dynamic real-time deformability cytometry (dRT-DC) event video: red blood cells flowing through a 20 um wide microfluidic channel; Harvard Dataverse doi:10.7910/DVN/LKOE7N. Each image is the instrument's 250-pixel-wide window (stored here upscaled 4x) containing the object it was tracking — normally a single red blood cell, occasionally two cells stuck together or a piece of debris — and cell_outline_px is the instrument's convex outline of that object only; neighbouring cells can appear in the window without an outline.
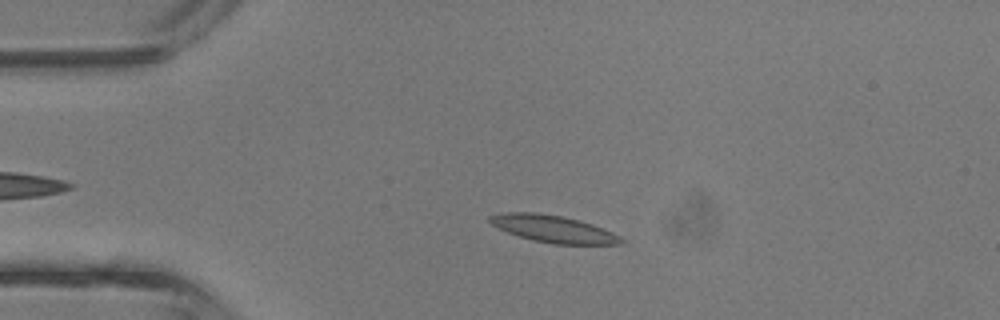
{"species": "common noctule bat (a hibernating species)", "species_latin": "Nyctalus noctula", "temperature_condition": "room temperature", "stored_images_in_passage": 33, "camera_frame_rate_fps": 3000, "um_per_image_px": 0.085, "animal": {"sex": "male", "body_mass_g": 13.3}, "frame": {"image": 1, "passage_image": 1, "time_ms": 0.0, "image_size_px": [1000, 320], "cell_outline_px": [[624, 240], [620, 244], [552, 244], [532, 240], [508, 232], [492, 224], [488, 220], [488, 216], [504, 212], [536, 212], [564, 216], [592, 224], [612, 232], [620, 236]], "centroid_in_image_um": [47.02, 19.45], "position_along_channel_um": 38.0, "area_um2": 20.63}}
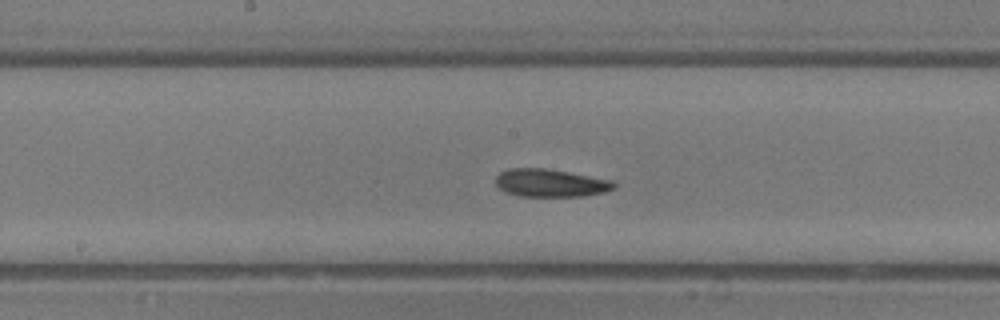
{"frame": {"image": 2, "passage_image": 13, "time_ms": 4.0, "image_size_px": [1000, 320], "cell_outline_px": [[616, 188], [604, 192], [584, 196], [516, 196], [500, 188], [496, 184], [496, 176], [500, 172], [508, 168], [544, 168], [568, 172], [612, 180], [616, 184]], "centroid_in_image_um": [46.8, 15.55], "position_along_channel_um": 201.4, "area_um2": 19.13}}
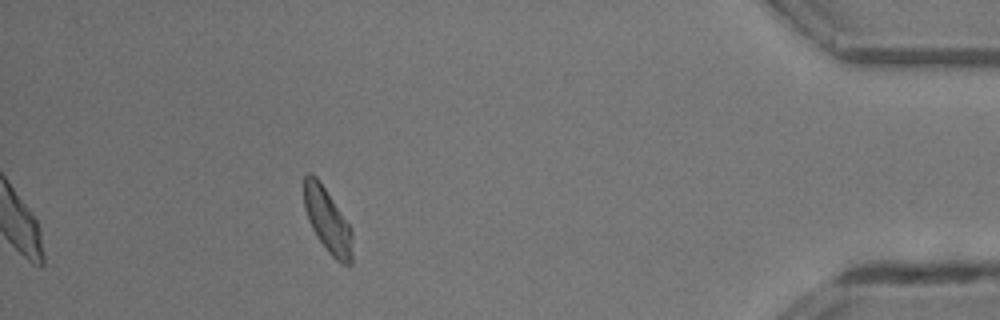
{"frame": {"image": 3, "passage_image": 29, "time_ms": 9.333, "image_size_px": [1000, 320], "cell_outline_px": [[352, 264], [344, 264], [336, 260], [328, 252], [316, 236], [308, 220], [304, 208], [304, 176], [308, 172], [312, 172], [320, 180], [352, 228]], "centroid_in_image_um": [27.83, 18.71], "position_along_channel_um": 407.4, "area_um2": 18.38}, "authors_computed_cell_mechanics": {"area_um2": 18.8428, "velocity_mm_per_s": 4.9159, "shape_relaxation_time_tau1_ms": 5.2346, "shape_relaxation_time_tau2_ms": 4.2452, "deformation_change_tau1": 0.1352, "deformation_change_tau2": 0.1177}}